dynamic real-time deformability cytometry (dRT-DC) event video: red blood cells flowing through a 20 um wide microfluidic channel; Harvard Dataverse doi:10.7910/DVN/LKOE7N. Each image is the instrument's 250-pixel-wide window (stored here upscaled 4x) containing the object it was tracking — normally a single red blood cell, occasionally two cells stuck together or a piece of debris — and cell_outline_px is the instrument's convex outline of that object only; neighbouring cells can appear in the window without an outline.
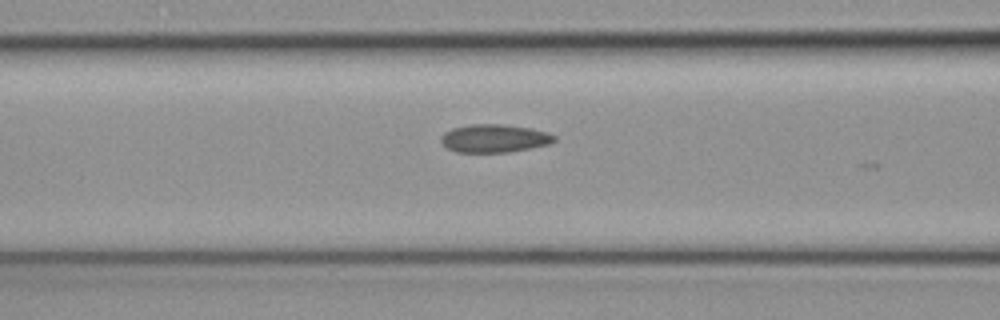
{"species": "common noctule bat (a hibernating species)", "species_latin": "Nyctalus noctula", "temperature_condition": "cold", "stored_images_in_passage": 4, "segment_of_instrument_passage": [2, 2], "camera_frame_rate_fps": 3000, "um_per_image_px": 0.085, "animal": {"sex": "female", "body_mass_g": 19.3, "forearm_length_mm": 54.1}, "frame": {"image": 1, "passage_image": 4, "time_ms": 1.0, "image_size_px": [1000, 320], "cell_outline_px": [[556, 140], [548, 144], [508, 152], [456, 152], [448, 148], [440, 140], [440, 136], [444, 132], [452, 128], [472, 124], [500, 124], [532, 128], [548, 132], [556, 136]], "centroid_in_image_um": [42.01, 11.75], "position_along_channel_um": 124.6, "area_um2": 18.5}}